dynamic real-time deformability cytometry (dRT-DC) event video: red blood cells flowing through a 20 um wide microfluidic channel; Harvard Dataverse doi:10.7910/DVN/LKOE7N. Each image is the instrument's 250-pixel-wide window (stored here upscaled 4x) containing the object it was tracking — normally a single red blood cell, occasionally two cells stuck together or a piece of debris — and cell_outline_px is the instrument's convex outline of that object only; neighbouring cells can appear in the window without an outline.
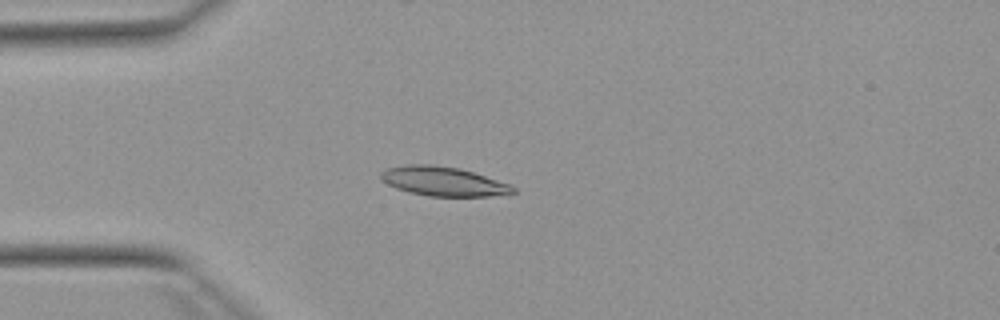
{"species": "Egyptian fruit bat (a non-hibernating species)", "species_latin": "Rousettus aegyptiacus", "temperature_condition": "warm", "stored_images_in_passage": 41, "camera_frame_rate_fps": 3000, "um_per_image_px": 0.085, "animal": {"sex": "female"}, "frame": {"image": 1, "passage_image": 3, "time_ms": 0.667, "image_size_px": [1000, 320], "cell_outline_px": [[516, 192], [492, 196], [428, 196], [408, 192], [396, 188], [388, 184], [380, 176], [380, 172], [384, 168], [408, 164], [432, 164], [460, 168], [508, 184], [516, 188]], "centroid_in_image_um": [37.63, 15.41], "position_along_channel_um": 47.4, "area_um2": 22.43}}
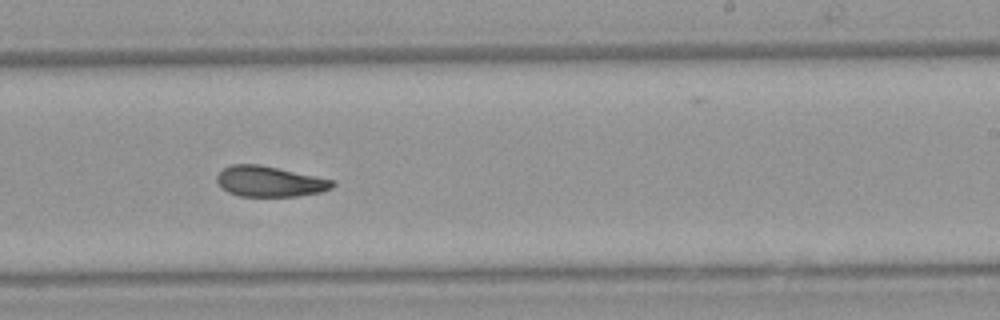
{"frame": {"image": 2, "passage_image": 21, "time_ms": 6.667, "image_size_px": [1000, 320], "cell_outline_px": [[336, 184], [332, 188], [320, 192], [296, 196], [240, 196], [228, 192], [216, 180], [216, 176], [224, 168], [232, 164], [260, 164], [336, 180]], "centroid_in_image_um": [22.96, 15.41], "position_along_channel_um": 266.0, "area_um2": 20.58}}
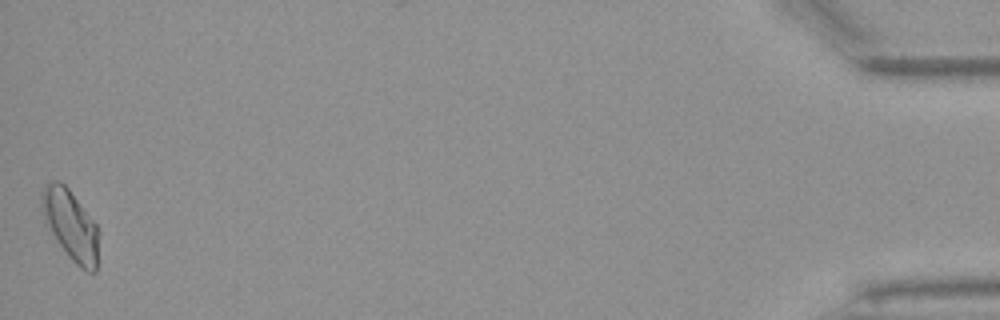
{"frame": {"image": 3, "passage_image": 41, "time_ms": 13.333, "image_size_px": [1000, 320], "cell_outline_px": [[96, 272], [88, 272], [80, 268], [68, 256], [44, 224], [40, 204], [40, 196], [44, 188], [48, 184], [56, 180], [60, 180], [68, 188], [96, 224]], "centroid_in_image_um": [5.93, 19.11], "position_along_channel_um": 429.3, "area_um2": 22.89}, "authors_computed_cell_mechanics": {"area_um2": 21.3282, "velocity_mm_per_s": 3.9026, "shape_relaxation_time_tau1_ms": 11.0905, "shape_relaxation_time_tau2_ms": 4.4135, "deformation_change_tau1": 0.2397, "deformation_change_tau2": 0.0993}}